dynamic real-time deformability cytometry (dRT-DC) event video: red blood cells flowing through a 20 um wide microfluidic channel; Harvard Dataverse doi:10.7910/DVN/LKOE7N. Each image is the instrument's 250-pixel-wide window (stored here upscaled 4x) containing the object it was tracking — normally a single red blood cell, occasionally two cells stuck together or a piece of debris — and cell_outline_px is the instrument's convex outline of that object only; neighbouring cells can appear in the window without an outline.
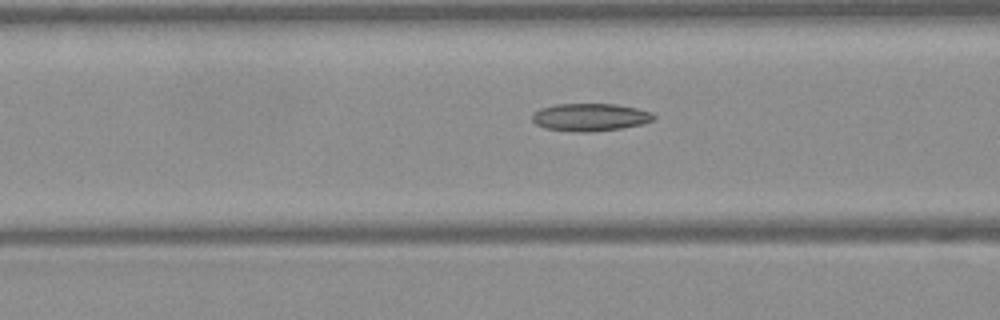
{"species": "Egyptian fruit bat (a non-hibernating species)", "species_latin": "Rousettus aegyptiacus", "temperature_condition": "warm", "stored_images_in_passage": 42, "camera_frame_rate_fps": 3000, "um_per_image_px": 0.085, "frame": {"image": 1, "passage_image": 12, "time_ms": 3.667, "image_size_px": [1000, 320], "cell_outline_px": [[656, 120], [640, 124], [620, 128], [584, 132], [576, 132], [544, 128], [536, 124], [532, 120], [532, 112], [540, 108], [556, 104], [616, 104], [636, 108], [652, 112], [656, 116]], "centroid_in_image_um": [50.15, 9.95], "position_along_channel_um": 116.5, "area_um2": 19.59}}
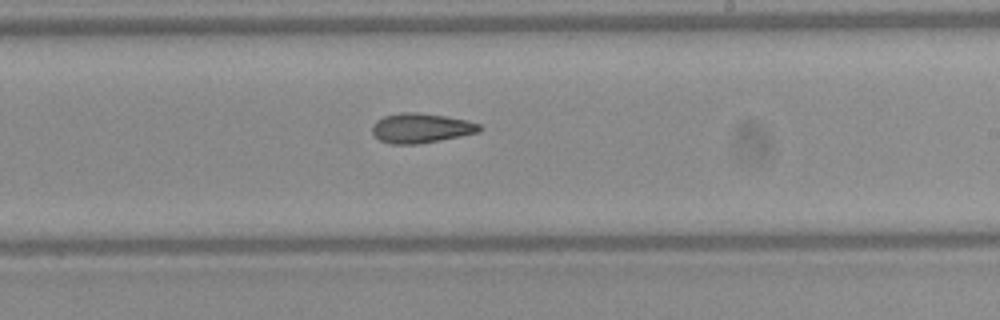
{"frame": {"image": 2, "passage_image": 22, "time_ms": 7.0, "image_size_px": [1000, 320], "cell_outline_px": [[484, 128], [480, 132], [460, 136], [416, 144], [388, 144], [372, 136], [372, 124], [376, 120], [384, 116], [400, 112], [416, 112], [444, 116], [468, 120], [480, 124]], "centroid_in_image_um": [35.76, 10.88], "position_along_channel_um": 253.2, "area_um2": 18.73}}
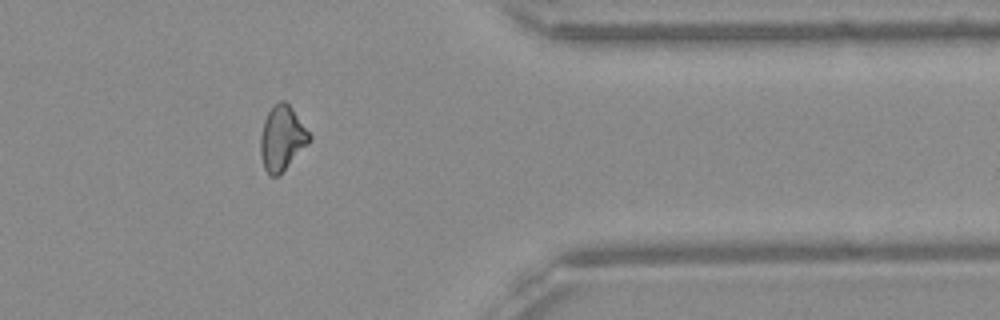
{"frame": {"image": 3, "passage_image": 33, "time_ms": 10.667, "image_size_px": [1000, 320], "cell_outline_px": [[312, 140], [276, 176], [272, 176], [264, 168], [260, 156], [260, 136], [264, 120], [272, 104], [280, 100], [284, 100], [292, 108], [312, 136]], "centroid_in_image_um": [23.96, 11.69], "position_along_channel_um": 387.4, "area_um2": 18.21}, "authors_computed_cell_mechanics": {"area_um2": 18.5827, "velocity_mm_per_s": 4.0976, "shape_relaxation_time_tau1_ms": null, "shape_relaxation_time_tau2_ms": 5.1037, "deformation_change_tau1": null, "deformation_change_tau2": 0.1363}}